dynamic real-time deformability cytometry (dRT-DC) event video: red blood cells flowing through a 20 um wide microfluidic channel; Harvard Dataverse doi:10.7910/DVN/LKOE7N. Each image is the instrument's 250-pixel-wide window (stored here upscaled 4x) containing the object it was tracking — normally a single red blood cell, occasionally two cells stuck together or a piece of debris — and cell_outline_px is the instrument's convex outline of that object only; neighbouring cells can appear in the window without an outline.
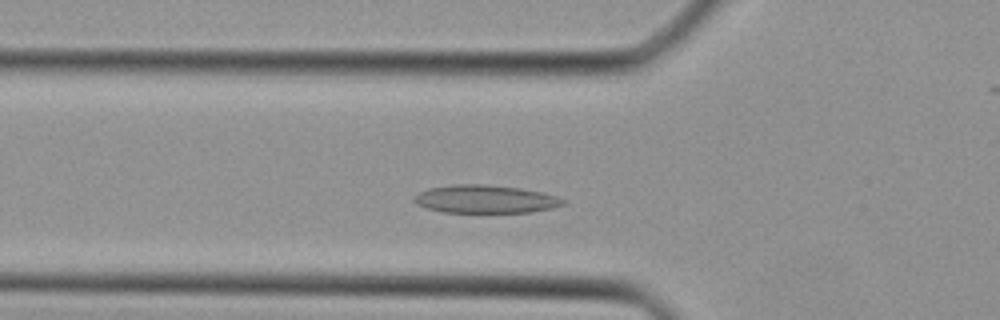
{"species": "Egyptian fruit bat (a non-hibernating species)", "species_latin": "Rousettus aegyptiacus", "temperature_condition": "cold", "stored_images_in_passage": 31, "camera_frame_rate_fps": 3000, "um_per_image_px": 0.085, "animal": {"sex": "female"}, "frame": {"image": 1, "passage_image": 4, "time_ms": 1.0, "image_size_px": [1000, 320], "cell_outline_px": [[568, 204], [552, 208], [532, 212], [440, 212], [416, 204], [412, 200], [420, 192], [428, 188], [456, 184], [480, 184], [520, 188], [540, 192], [556, 196], [564, 200]], "centroid_in_image_um": [41.26, 16.93], "position_along_channel_um": 84.5, "area_um2": 24.22}}
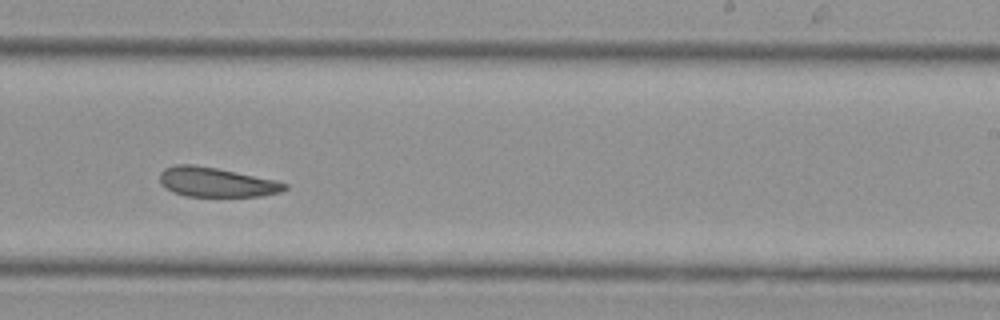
{"frame": {"image": 2, "passage_image": 15, "time_ms": 4.667, "image_size_px": [1000, 320], "cell_outline_px": [[288, 188], [280, 192], [260, 196], [184, 196], [172, 192], [164, 188], [160, 184], [160, 172], [164, 168], [176, 164], [192, 164], [216, 168], [276, 180], [288, 184]], "centroid_in_image_um": [18.35, 15.49], "position_along_channel_um": 270.7, "area_um2": 21.56}}
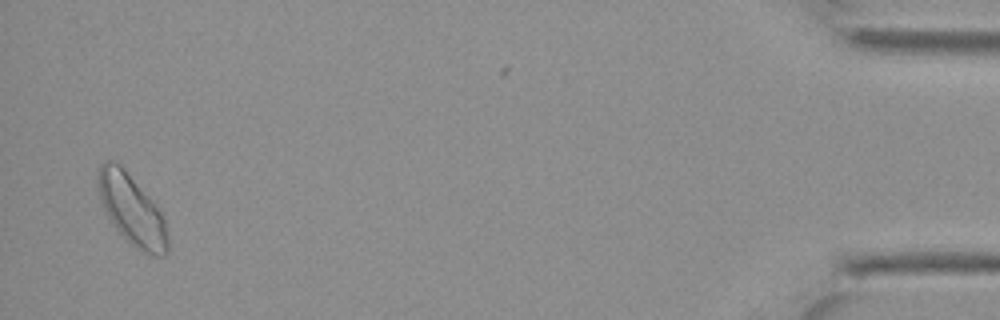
{"frame": {"image": 3, "passage_image": 29, "time_ms": 9.333, "image_size_px": [1000, 320], "cell_outline_px": [[168, 256], [152, 256], [136, 248], [116, 228], [108, 216], [100, 200], [96, 176], [100, 164], [104, 160], [112, 160], [120, 164], [156, 204], [164, 220], [168, 236]], "centroid_in_image_um": [11.2, 17.82], "position_along_channel_um": 424.0, "area_um2": 28.5}}